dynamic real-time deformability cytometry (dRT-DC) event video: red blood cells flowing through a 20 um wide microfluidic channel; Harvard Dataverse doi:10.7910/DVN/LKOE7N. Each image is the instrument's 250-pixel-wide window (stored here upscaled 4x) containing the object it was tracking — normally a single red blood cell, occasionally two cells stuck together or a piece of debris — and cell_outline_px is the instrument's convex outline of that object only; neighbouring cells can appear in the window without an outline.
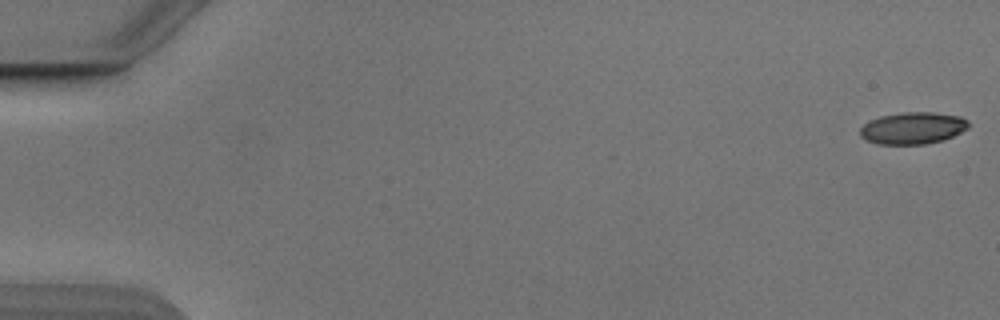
{"species": "Egyptian fruit bat (a non-hibernating species)", "species_latin": "Rousettus aegyptiacus", "temperature_condition": "cold", "stored_images_in_passage": 8, "camera_frame_rate_fps": 3000, "um_per_image_px": 0.085, "animal": {"sex": "male"}, "frame": {"image": 1, "passage_image": 1, "time_ms": 0.0, "image_size_px": [1000, 320], "cell_outline_px": [[968, 128], [944, 140], [924, 144], [876, 144], [864, 140], [860, 136], [860, 128], [864, 124], [880, 116], [904, 112], [932, 112], [960, 116], [968, 120]], "centroid_in_image_um": [77.57, 10.89], "position_along_channel_um": 7.4, "area_um2": 20.17}}